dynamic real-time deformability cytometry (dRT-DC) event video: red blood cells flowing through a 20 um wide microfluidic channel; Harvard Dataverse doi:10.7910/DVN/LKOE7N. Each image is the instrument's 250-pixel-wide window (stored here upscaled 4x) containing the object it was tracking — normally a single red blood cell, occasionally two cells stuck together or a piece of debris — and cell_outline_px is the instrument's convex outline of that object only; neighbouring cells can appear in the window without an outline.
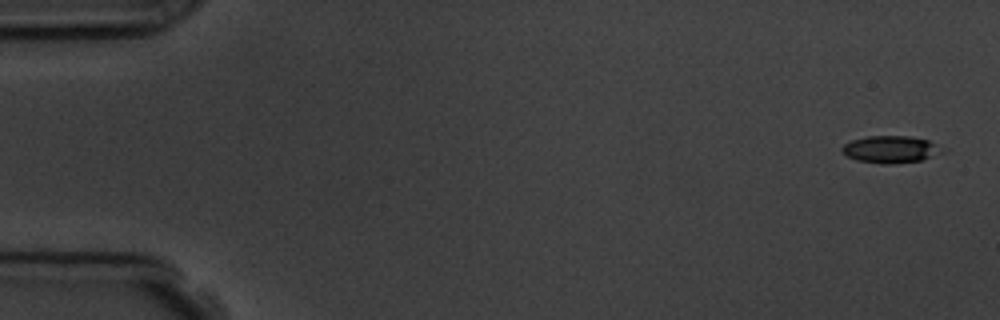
{"species": "common noctule bat (a hibernating species)", "species_latin": "Nyctalus noctula", "temperature_condition": "room temperature", "stored_images_in_passage": 5, "camera_frame_rate_fps": 3000, "um_per_image_px": 0.085, "animal": {"sex": "male", "body_mass_g": 19.5, "forearm_length_mm": 54.6}, "frame": {"image": 1, "passage_image": 1, "time_ms": 0.0, "image_size_px": [1000, 320], "cell_outline_px": [[948, 152], [920, 160], [888, 164], [880, 164], [856, 160], [848, 156], [840, 148], [844, 144], [852, 140], [868, 136], [908, 136], [928, 140], [948, 148]], "centroid_in_image_um": [75.8, 12.69], "position_along_channel_um": 9.2, "area_um2": 16.07}}
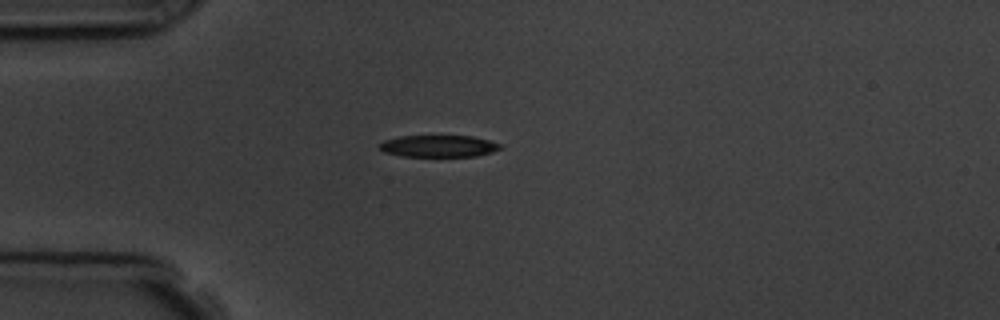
{"frame": {"image": 2, "passage_image": 4, "time_ms": 4.333, "image_size_px": [1000, 320], "cell_outline_px": [[504, 144], [500, 148], [492, 152], [476, 156], [400, 156], [384, 152], [380, 148], [380, 144], [384, 140], [400, 136], [472, 136]], "centroid_in_image_um": [37.3, 12.42], "position_along_channel_um": 47.7, "area_um2": 15.32}}